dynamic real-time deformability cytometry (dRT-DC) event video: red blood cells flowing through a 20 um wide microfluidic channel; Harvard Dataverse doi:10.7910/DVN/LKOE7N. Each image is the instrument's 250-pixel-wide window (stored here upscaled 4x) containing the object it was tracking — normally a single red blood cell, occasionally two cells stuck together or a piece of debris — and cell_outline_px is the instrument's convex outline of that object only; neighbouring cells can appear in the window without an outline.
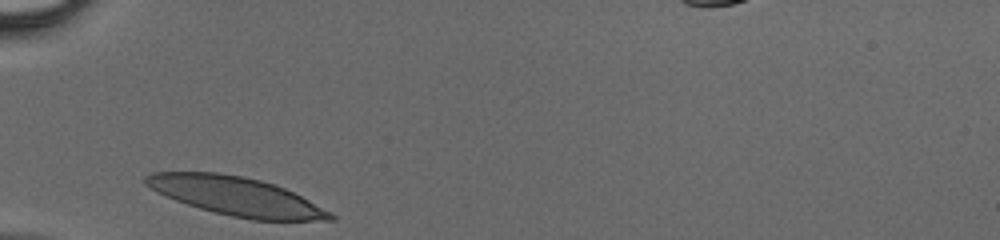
{"species": "human", "species_latin": "Homo sapiens", "temperature_condition": "cold", "stored_images_in_passage": 24, "camera_frame_rate_fps": 3000, "um_per_image_px": 0.085, "donor": {"sex": "male"}, "frame": {"image": 1, "passage_image": 1, "time_ms": 0.0, "image_size_px": [1000, 240], "cell_outline_px": [[336, 220], [252, 220], [232, 216], [200, 208], [176, 200], [156, 192], [144, 184], [144, 176], [152, 172], [220, 172], [260, 180], [284, 188], [308, 200], [336, 216]], "centroid_in_image_um": [20.02, 16.67], "position_along_channel_um": 65.0, "area_um2": 40.98}}
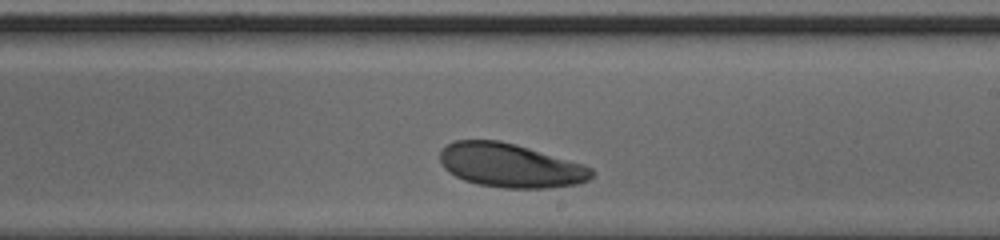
{"frame": {"image": 2, "passage_image": 14, "time_ms": 4.333, "image_size_px": [1000, 240], "cell_outline_px": [[596, 172], [588, 180], [580, 184], [548, 188], [504, 188], [480, 184], [464, 180], [448, 172], [444, 168], [440, 160], [440, 152], [448, 144], [456, 140], [500, 140], [516, 144], [580, 164], [592, 168]], "centroid_in_image_um": [43.38, 14.07], "position_along_channel_um": 245.6, "area_um2": 38.55}}
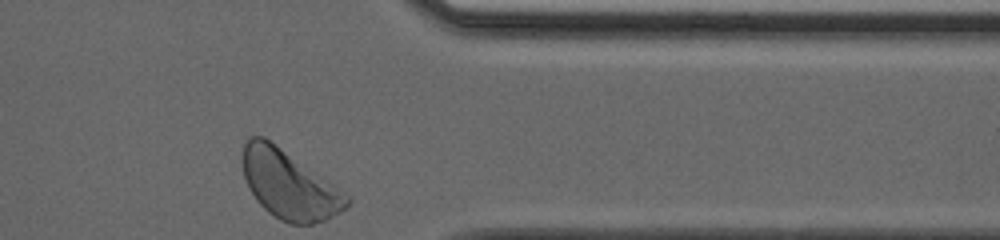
{"frame": {"image": 3, "passage_image": 24, "time_ms": 7.667, "image_size_px": [1000, 240], "cell_outline_px": [[352, 200], [340, 212], [324, 220], [312, 224], [288, 224], [280, 220], [268, 212], [256, 200], [248, 188], [244, 176], [240, 156], [244, 144], [252, 136], [264, 136], [332, 184], [348, 196]], "centroid_in_image_um": [24.51, 15.71], "position_along_channel_um": 386.9, "area_um2": 41.1}}